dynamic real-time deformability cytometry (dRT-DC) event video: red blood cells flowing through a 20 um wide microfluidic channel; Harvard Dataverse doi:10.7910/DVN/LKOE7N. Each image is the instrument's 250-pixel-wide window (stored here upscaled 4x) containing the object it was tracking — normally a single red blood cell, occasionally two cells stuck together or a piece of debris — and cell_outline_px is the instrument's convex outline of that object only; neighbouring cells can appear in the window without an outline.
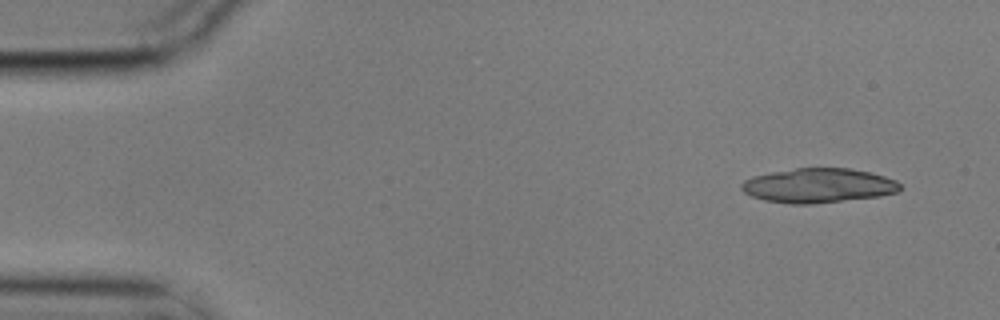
{"species": "common noctule bat (a hibernating species)", "species_latin": "Nyctalus noctula", "temperature_condition": "cold", "stored_images_in_passage": 12, "camera_frame_rate_fps": 3000, "um_per_image_px": 0.085, "animal": {"sex": "male", "body_mass_g": 17.9}, "frame": {"image": 1, "passage_image": 1, "time_ms": 0.0, "image_size_px": [1000, 320], "cell_outline_px": [[900, 188], [896, 192], [880, 196], [812, 204], [788, 204], [764, 200], [752, 196], [744, 192], [740, 188], [740, 184], [744, 180], [752, 176], [772, 172], [796, 168], [852, 168], [872, 172], [896, 180], [900, 184]], "centroid_in_image_um": [69.54, 15.77], "position_along_channel_um": 15.5, "area_um2": 31.96}}
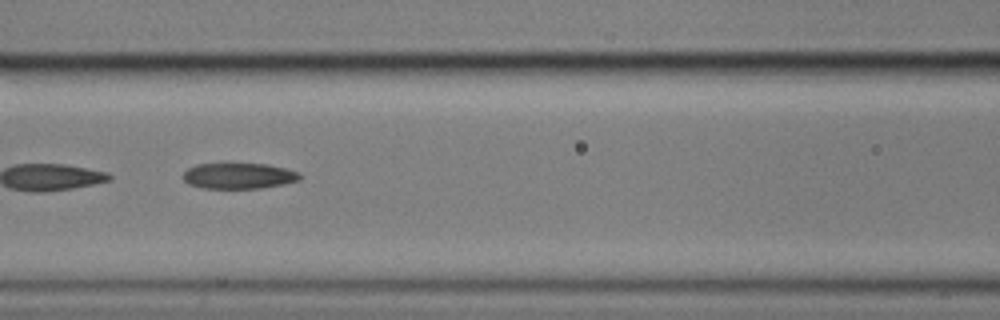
{"frame": {"image": 2, "passage_image": 6, "time_ms": 1.667, "image_size_px": [1000, 320], "cell_outline_px": [[300, 180], [284, 184], [260, 188], [204, 188], [188, 184], [184, 180], [184, 172], [188, 168], [196, 164], [268, 164], [300, 172]], "centroid_in_image_um": [20.31, 14.95], "position_along_channel_um": 146.3, "area_um2": 17.46}}
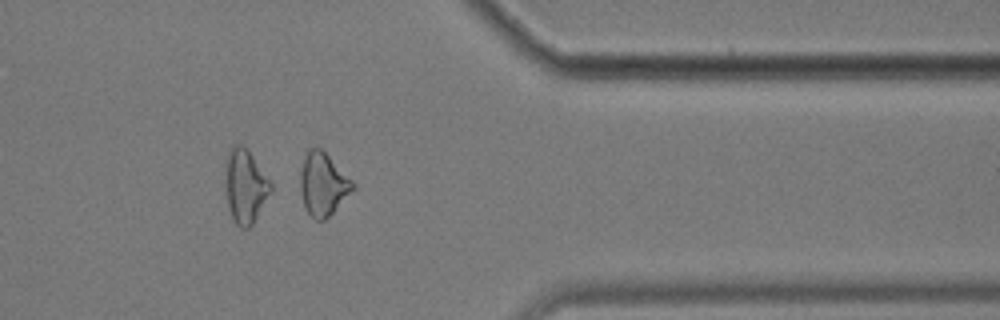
{"frame": {"image": 3, "passage_image": 12, "time_ms": 3.667, "image_size_px": [1000, 320], "cell_outline_px": [[356, 188], [324, 220], [316, 220], [308, 212], [304, 204], [300, 192], [300, 172], [308, 148], [320, 148], [356, 184]], "centroid_in_image_um": [27.46, 15.66], "position_along_channel_um": 383.9, "area_um2": 18.84}}